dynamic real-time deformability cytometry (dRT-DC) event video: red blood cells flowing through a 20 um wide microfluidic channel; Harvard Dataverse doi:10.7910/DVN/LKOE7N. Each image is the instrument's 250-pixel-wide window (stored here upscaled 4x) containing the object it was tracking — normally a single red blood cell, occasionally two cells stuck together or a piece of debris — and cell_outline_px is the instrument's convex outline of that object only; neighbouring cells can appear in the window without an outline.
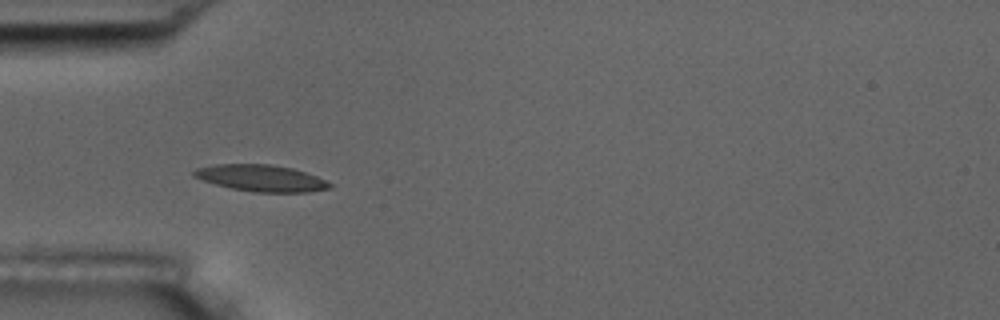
{"species": "common noctule bat (a hibernating species)", "species_latin": "Nyctalus noctula", "temperature_condition": "room temperature", "stored_images_in_passage": 4, "camera_frame_rate_fps": 3000, "um_per_image_px": 0.085, "animal": {"sex": "male", "body_mass_g": 17.5, "forearm_length_mm": 52.3}, "frame": {"image": 1, "passage_image": 4, "time_ms": 1.0, "image_size_px": [1000, 320], "cell_outline_px": [[332, 188], [308, 192], [252, 192], [232, 188], [216, 184], [192, 176], [192, 172], [196, 168], [216, 164], [268, 164], [292, 168], [316, 176], [332, 184]], "centroid_in_image_um": [22.19, 15.14], "position_along_channel_um": 62.8, "area_um2": 20.87}}